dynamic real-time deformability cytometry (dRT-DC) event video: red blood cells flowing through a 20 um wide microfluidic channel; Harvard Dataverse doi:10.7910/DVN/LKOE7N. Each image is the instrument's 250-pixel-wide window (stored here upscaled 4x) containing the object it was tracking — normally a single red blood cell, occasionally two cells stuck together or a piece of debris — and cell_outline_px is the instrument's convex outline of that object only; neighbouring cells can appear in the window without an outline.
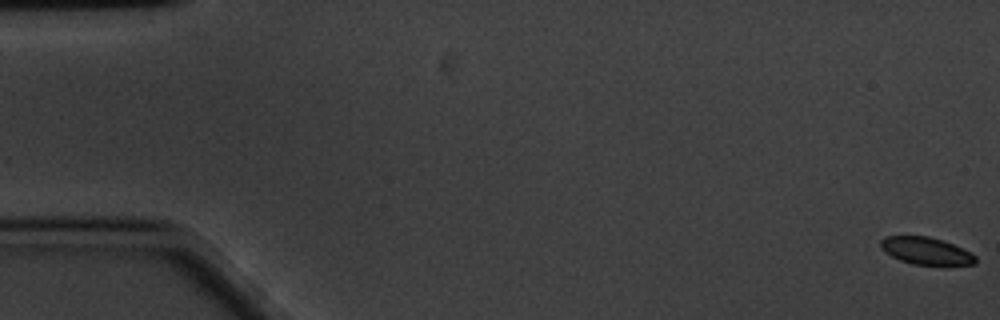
{"species": "common noctule bat (a hibernating species)", "species_latin": "Nyctalus noctula", "temperature_condition": "cold", "stored_images_in_passage": 61, "camera_frame_rate_fps": 3000, "um_per_image_px": 0.085, "animal": {"sex": "male", "body_mass_g": 20.1, "forearm_length_mm": 53.5}, "frame": {"image": 1, "passage_image": 1, "time_ms": 0.0, "image_size_px": [1000, 320], "cell_outline_px": [[976, 264], [912, 264], [900, 260], [884, 252], [880, 248], [880, 240], [884, 236], [928, 236], [952, 244], [972, 252], [976, 256]], "centroid_in_image_um": [78.68, 21.31], "position_along_channel_um": 6.3, "area_um2": 14.91}}
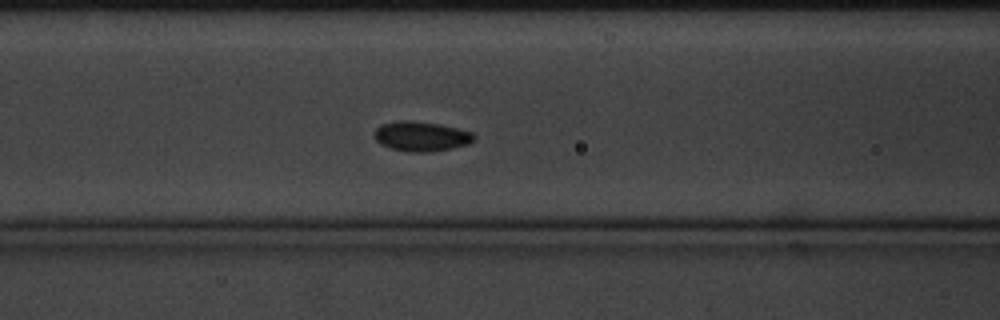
{"frame": {"image": 2, "passage_image": 25, "time_ms": 8.0, "image_size_px": [1000, 320], "cell_outline_px": [[476, 140], [468, 144], [452, 148], [428, 152], [408, 152], [392, 148], [380, 144], [372, 136], [372, 132], [380, 124], [400, 120], [404, 120], [440, 124], [472, 132], [476, 136]], "centroid_in_image_um": [35.78, 11.59], "position_along_channel_um": 130.8, "area_um2": 17.46}}
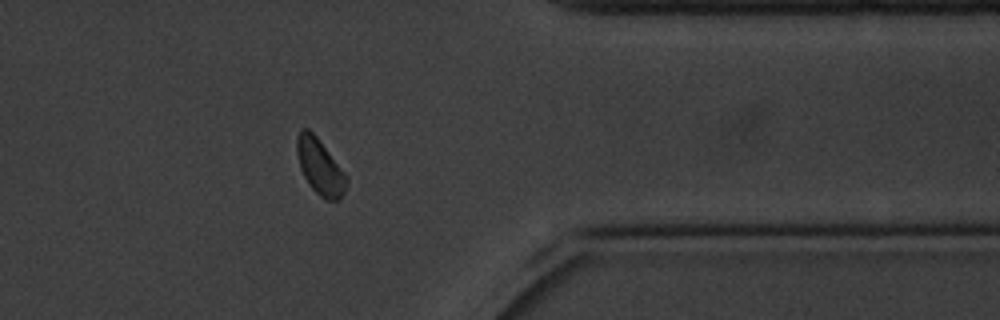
{"frame": {"image": 3, "passage_image": 49, "time_ms": 16.0, "image_size_px": [1000, 320], "cell_outline_px": [[348, 184], [340, 200], [324, 200], [308, 184], [300, 168], [296, 152], [296, 140], [300, 128], [308, 128], [316, 136], [348, 176]], "centroid_in_image_um": [27.2, 14.19], "position_along_channel_um": 384.2, "area_um2": 16.24}}